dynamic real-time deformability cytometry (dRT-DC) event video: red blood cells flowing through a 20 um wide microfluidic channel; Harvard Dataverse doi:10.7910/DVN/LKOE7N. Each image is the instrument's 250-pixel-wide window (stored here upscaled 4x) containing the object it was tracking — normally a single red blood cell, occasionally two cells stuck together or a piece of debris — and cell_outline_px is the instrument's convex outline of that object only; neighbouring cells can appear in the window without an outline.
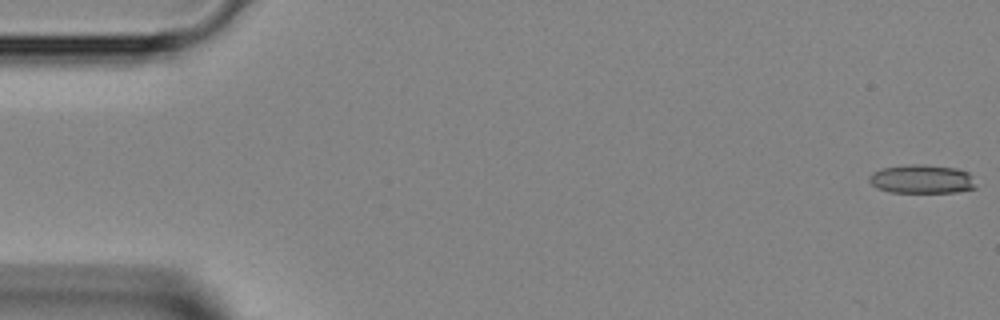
{"species": "Egyptian fruit bat (a non-hibernating species)", "species_latin": "Rousettus aegyptiacus", "temperature_condition": "room temperature", "stored_images_in_passage": 44, "camera_frame_rate_fps": 3000, "um_per_image_px": 0.085, "animal": {"sex": "female"}, "frame": {"image": 1, "passage_image": 1, "time_ms": 0.0, "image_size_px": [1000, 320], "cell_outline_px": [[976, 188], [956, 192], [888, 192], [876, 188], [868, 180], [868, 176], [872, 172], [880, 168], [908, 164], [924, 164], [956, 168], [968, 172], [972, 176]], "centroid_in_image_um": [78.32, 15.21], "position_along_channel_um": 6.7, "area_um2": 18.09}}
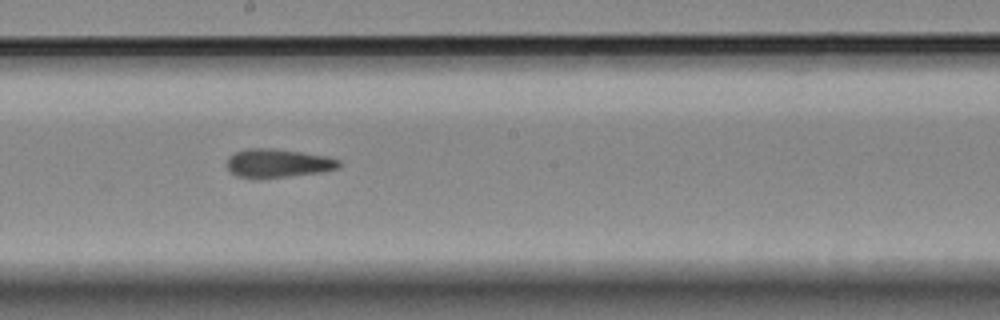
{"frame": {"image": 2, "passage_image": 24, "time_ms": 7.667, "image_size_px": [1000, 320], "cell_outline_px": [[340, 164], [336, 168], [320, 172], [260, 180], [252, 180], [236, 176], [228, 168], [228, 156], [232, 152], [244, 148], [272, 148], [328, 156], [340, 160]], "centroid_in_image_um": [23.54, 13.89], "position_along_channel_um": 224.7, "area_um2": 19.07}}
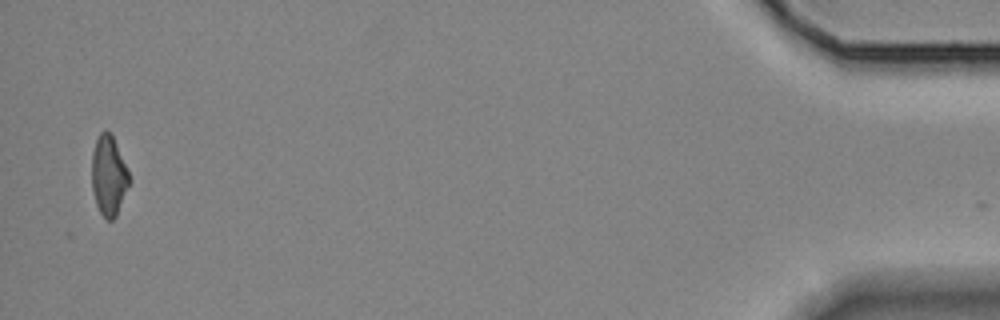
{"frame": {"image": 3, "passage_image": 43, "time_ms": 14.0, "image_size_px": [1000, 320], "cell_outline_px": [[128, 184], [116, 216], [112, 220], [104, 220], [96, 204], [92, 188], [92, 152], [96, 140], [100, 132], [112, 132], [128, 172]], "centroid_in_image_um": [9.21, 14.93], "position_along_channel_um": 426.0, "area_um2": 17.11}}